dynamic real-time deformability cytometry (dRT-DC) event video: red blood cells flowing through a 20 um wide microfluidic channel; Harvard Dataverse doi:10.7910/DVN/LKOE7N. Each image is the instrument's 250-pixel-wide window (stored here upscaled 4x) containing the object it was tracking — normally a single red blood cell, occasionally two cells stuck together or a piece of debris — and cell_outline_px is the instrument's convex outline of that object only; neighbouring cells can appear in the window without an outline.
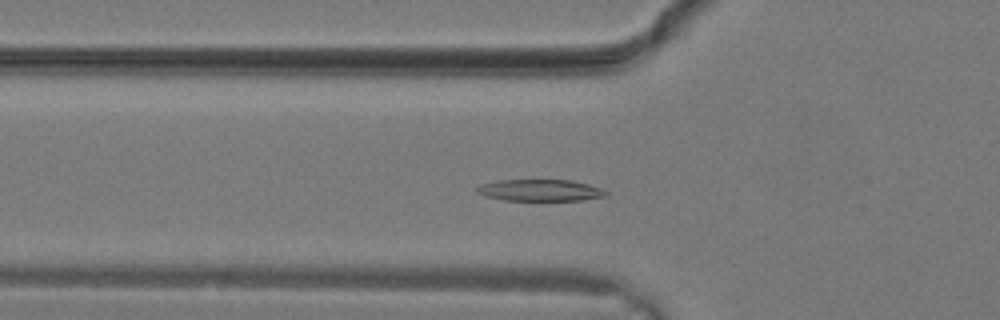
{"species": "common noctule bat (a hibernating species)", "species_latin": "Nyctalus noctula", "temperature_condition": "warm", "stored_images_in_passage": 16, "camera_frame_rate_fps": 3000, "um_per_image_px": 0.085, "animal": {"sex": "male", "body_mass_g": 19.2, "forearm_length_mm": 51.8}, "frame": {"image": 1, "passage_image": 8, "time_ms": 2.333, "image_size_px": [1000, 320], "cell_outline_px": [[608, 196], [584, 200], [504, 200], [484, 196], [476, 192], [476, 188], [480, 184], [496, 180], [572, 180], [604, 188], [608, 192]], "centroid_in_image_um": [45.94, 16.17], "position_along_channel_um": 79.9, "area_um2": 16.47}}
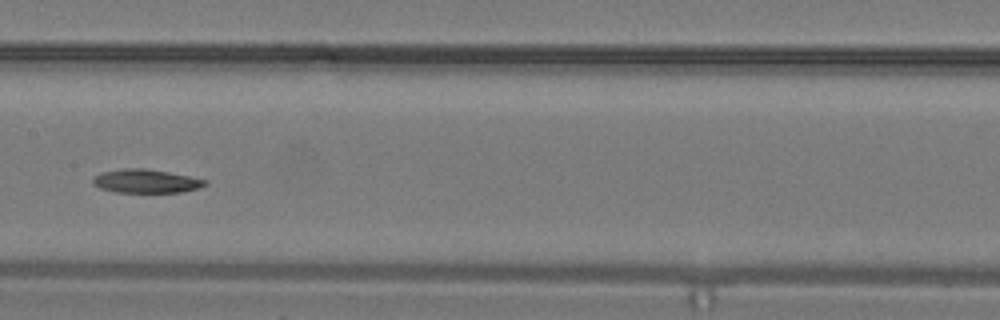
{"frame": {"image": 2, "passage_image": 13, "time_ms": 4.0, "image_size_px": [1000, 320], "cell_outline_px": [[208, 184], [196, 188], [180, 192], [116, 192], [100, 188], [92, 184], [92, 180], [96, 176], [104, 172], [124, 168], [144, 168], [168, 172], [208, 180]], "centroid_in_image_um": [12.41, 15.39], "position_along_channel_um": 195.0, "area_um2": 15.2}}
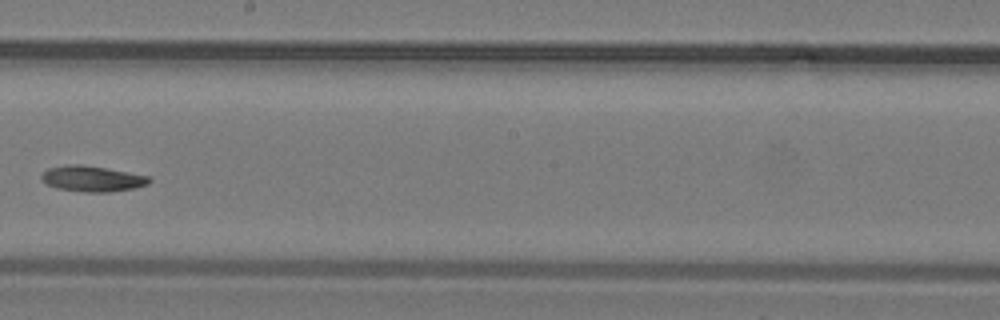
{"frame": {"image": 3, "passage_image": 15, "time_ms": 4.667, "image_size_px": [1000, 320], "cell_outline_px": [[152, 180], [148, 184], [132, 188], [108, 192], [84, 192], [56, 188], [40, 180], [40, 176], [48, 168], [68, 164], [80, 164], [104, 168], [148, 176]], "centroid_in_image_um": [7.79, 15.19], "position_along_channel_um": 240.4, "area_um2": 15.95}}